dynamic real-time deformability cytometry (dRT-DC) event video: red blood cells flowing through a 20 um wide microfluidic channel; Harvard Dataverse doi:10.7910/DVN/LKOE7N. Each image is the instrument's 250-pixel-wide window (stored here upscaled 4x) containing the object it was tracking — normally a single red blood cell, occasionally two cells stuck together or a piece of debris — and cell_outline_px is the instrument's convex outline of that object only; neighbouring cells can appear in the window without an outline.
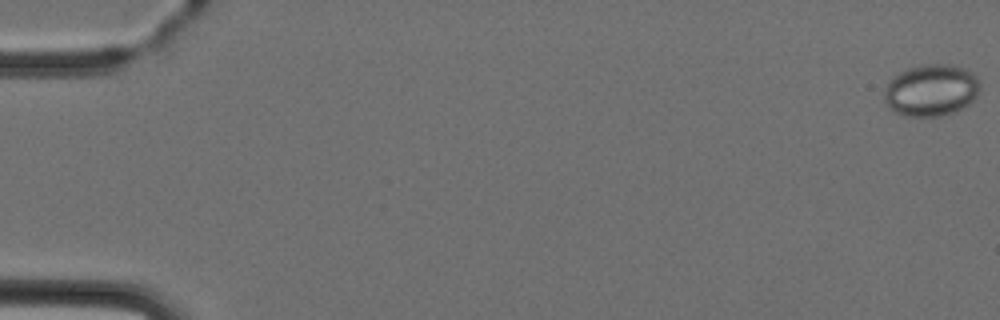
{"species": "Egyptian fruit bat (a non-hibernating species)", "species_latin": "Rousettus aegyptiacus", "temperature_condition": "cold", "stored_images_in_passage": 4, "camera_frame_rate_fps": 3000, "um_per_image_px": 0.085, "animal": {"sex": "female"}, "frame": {"image": 1, "passage_image": 1, "time_ms": 0.0, "image_size_px": [1000, 320], "cell_outline_px": [[980, 88], [976, 96], [968, 104], [952, 112], [940, 116], [908, 116], [892, 112], [888, 108], [884, 100], [884, 88], [888, 80], [900, 72], [908, 68], [920, 64], [948, 64], [968, 68], [980, 80]], "centroid_in_image_um": [79.12, 7.65], "position_along_channel_um": 5.9, "area_um2": 29.3}}